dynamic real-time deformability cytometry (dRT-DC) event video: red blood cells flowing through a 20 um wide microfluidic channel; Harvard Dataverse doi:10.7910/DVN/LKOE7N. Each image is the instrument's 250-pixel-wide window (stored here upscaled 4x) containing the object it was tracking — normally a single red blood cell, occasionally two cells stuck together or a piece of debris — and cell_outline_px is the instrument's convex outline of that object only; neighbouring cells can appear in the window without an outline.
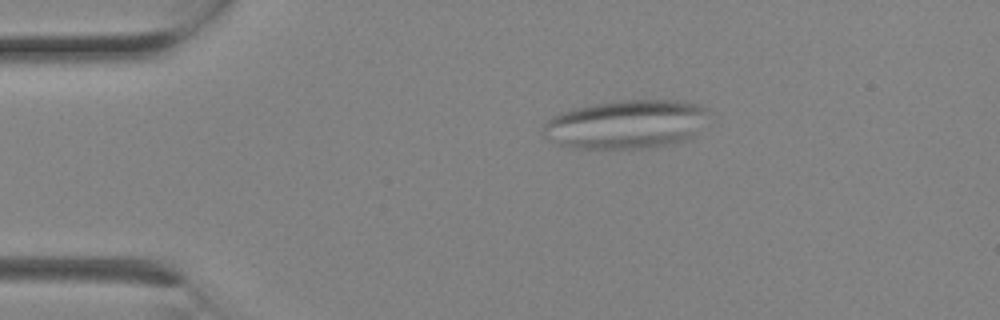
{"species": "Egyptian fruit bat (a non-hibernating species)", "species_latin": "Rousettus aegyptiacus", "temperature_condition": "room temperature", "stored_images_in_passage": 2, "camera_frame_rate_fps": 3000, "um_per_image_px": 0.085, "animal": {"sex": "female"}, "frame": {"image": 1, "passage_image": 2, "time_ms": 0.333, "image_size_px": [1000, 320], "cell_outline_px": [[708, 108], [692, 136], [688, 140], [676, 144], [644, 148], [572, 148], [556, 144], [544, 136], [544, 120], [560, 112], [592, 104], [620, 100], [676, 100], [696, 104]], "centroid_in_image_um": [53.14, 10.57], "position_along_channel_um": 31.9, "area_um2": 46.76}}